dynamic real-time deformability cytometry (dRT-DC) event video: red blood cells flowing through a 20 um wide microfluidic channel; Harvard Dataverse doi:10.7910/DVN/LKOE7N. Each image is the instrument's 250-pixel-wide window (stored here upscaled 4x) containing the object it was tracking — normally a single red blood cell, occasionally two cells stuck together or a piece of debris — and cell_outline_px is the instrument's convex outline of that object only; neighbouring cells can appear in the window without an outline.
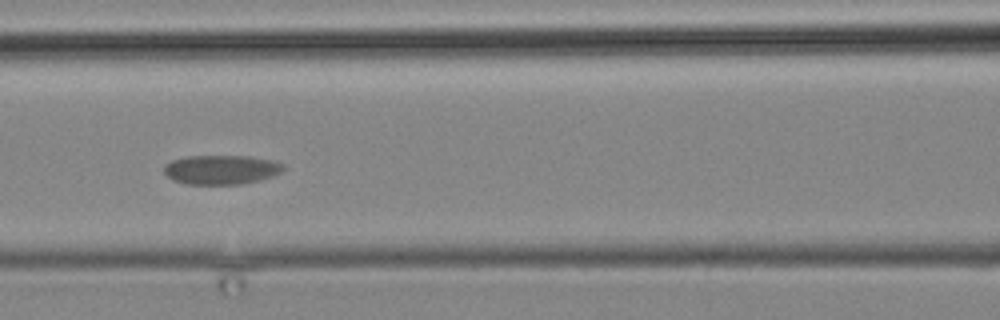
{"species": "common noctule bat (a hibernating species)", "species_latin": "Nyctalus noctula", "temperature_condition": "cold", "stored_images_in_passage": 7, "camera_frame_rate_fps": 3000, "um_per_image_px": 0.085, "animal": {"sex": "male", "body_mass_g": 19.2, "forearm_length_mm": 51.8}, "frame": {"image": 1, "passage_image": 3, "time_ms": 2.333, "image_size_px": [1000, 320], "cell_outline_px": [[284, 168], [280, 172], [272, 176], [260, 180], [240, 184], [184, 184], [172, 180], [164, 172], [164, 164], [172, 160], [188, 156], [248, 156], [272, 160], [284, 164]], "centroid_in_image_um": [18.78, 14.42], "position_along_channel_um": 147.8, "area_um2": 20.4}}
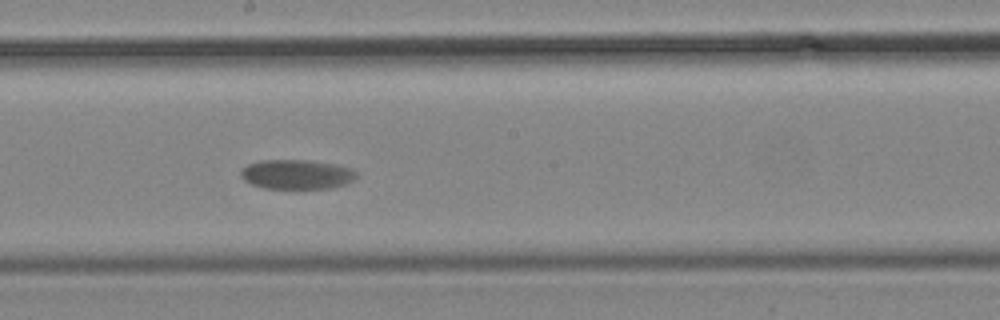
{"frame": {"image": 2, "passage_image": 5, "time_ms": 4.667, "image_size_px": [1000, 320], "cell_outline_px": [[356, 176], [352, 180], [344, 184], [332, 188], [264, 188], [252, 184], [244, 180], [240, 176], [240, 168], [248, 164], [260, 160], [312, 160], [336, 164], [352, 168], [356, 172]], "centroid_in_image_um": [25.19, 14.8], "position_along_channel_um": 223.0, "area_um2": 20.0}}
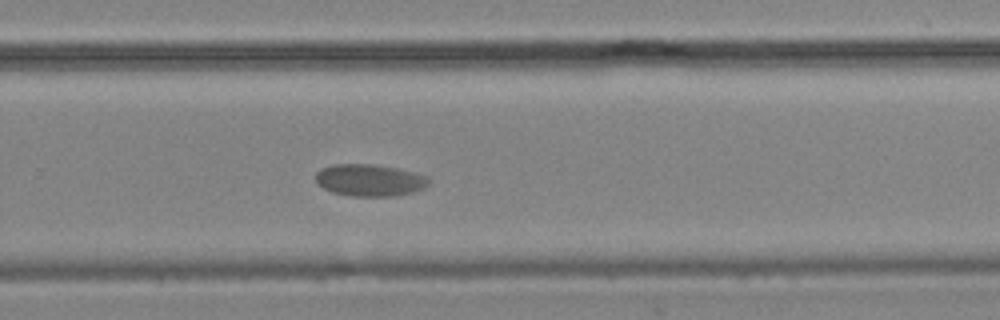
{"frame": {"image": 3, "passage_image": 7, "time_ms": 7.0, "image_size_px": [1000, 320], "cell_outline_px": [[432, 180], [424, 188], [412, 192], [396, 196], [352, 196], [332, 192], [316, 184], [316, 172], [320, 168], [332, 164], [372, 164], [396, 168], [428, 176]], "centroid_in_image_um": [31.41, 15.31], "position_along_channel_um": 298.4, "area_um2": 21.21}}